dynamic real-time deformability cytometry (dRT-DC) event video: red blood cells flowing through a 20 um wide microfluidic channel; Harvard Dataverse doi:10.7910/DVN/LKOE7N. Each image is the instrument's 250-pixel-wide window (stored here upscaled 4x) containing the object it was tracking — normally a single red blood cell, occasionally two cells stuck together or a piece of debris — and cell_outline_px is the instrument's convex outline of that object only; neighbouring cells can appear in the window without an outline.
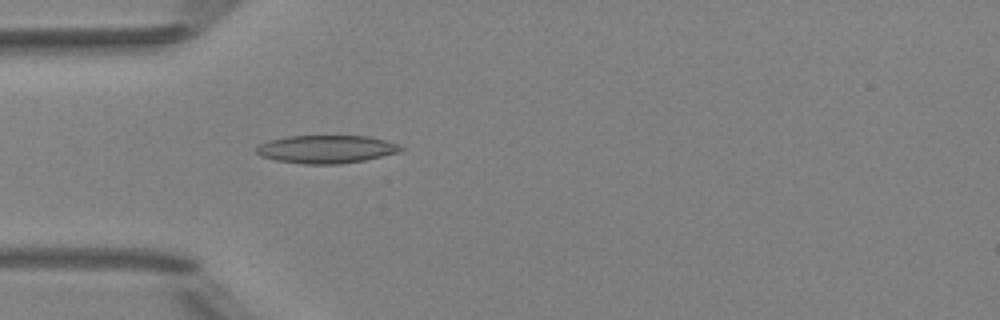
{"species": "Egyptian fruit bat (a non-hibernating species)", "species_latin": "Rousettus aegyptiacus", "temperature_condition": "room temperature", "stored_images_in_passage": 4, "camera_frame_rate_fps": 3000, "um_per_image_px": 0.085, "animal": {"sex": "female"}, "frame": {"image": 1, "passage_image": 4, "time_ms": 3.333, "image_size_px": [1000, 320], "cell_outline_px": [[404, 148], [400, 152], [364, 160], [336, 164], [304, 164], [276, 160], [260, 156], [256, 152], [256, 148], [260, 144], [268, 140], [288, 136], [368, 136], [388, 140]], "centroid_in_image_um": [27.73, 12.68], "position_along_channel_um": 57.3, "area_um2": 23.52}}